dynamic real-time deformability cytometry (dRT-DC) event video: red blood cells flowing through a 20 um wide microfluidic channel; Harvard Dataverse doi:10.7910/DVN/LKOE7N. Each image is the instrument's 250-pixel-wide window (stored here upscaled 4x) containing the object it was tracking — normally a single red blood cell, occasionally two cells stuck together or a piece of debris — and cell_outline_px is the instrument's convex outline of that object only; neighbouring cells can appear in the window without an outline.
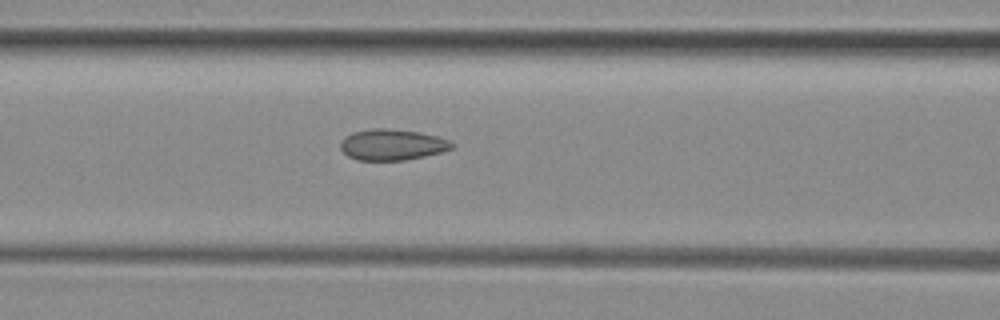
{"species": "common noctule bat (a hibernating species)", "species_latin": "Nyctalus noctula", "temperature_condition": "room temperature", "stored_images_in_passage": 31, "camera_frame_rate_fps": 3000, "um_per_image_px": 0.085, "animal": {"sex": "female", "body_mass_g": 29.2, "forearm_length_mm": 56.3}, "frame": {"image": 1, "passage_image": 6, "time_ms": 1.667, "image_size_px": [1000, 320], "cell_outline_px": [[452, 148], [440, 152], [424, 156], [404, 160], [356, 160], [348, 156], [340, 148], [340, 144], [344, 136], [352, 132], [372, 128], [384, 128], [420, 132], [436, 136], [448, 140], [452, 144]], "centroid_in_image_um": [33.27, 12.29], "position_along_channel_um": 133.3, "area_um2": 20.0}}
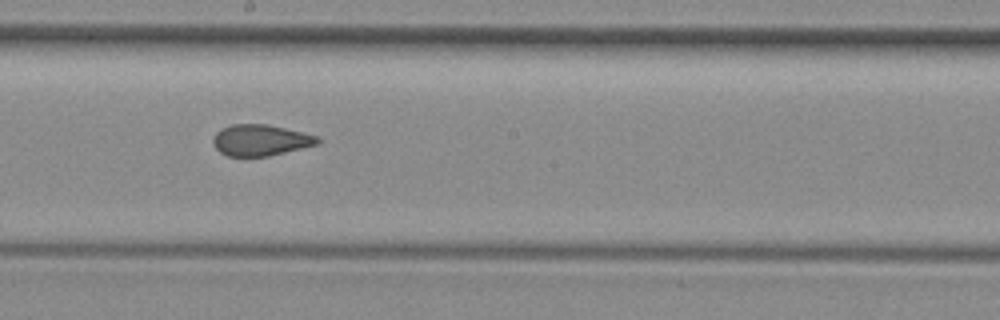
{"frame": {"image": 2, "passage_image": 13, "time_ms": 4.0, "image_size_px": [1000, 320], "cell_outline_px": [[320, 144], [268, 156], [228, 156], [220, 152], [212, 144], [212, 140], [216, 132], [220, 128], [232, 124], [268, 124], [320, 136]], "centroid_in_image_um": [22.15, 11.9], "position_along_channel_um": 226.0, "area_um2": 19.19}}
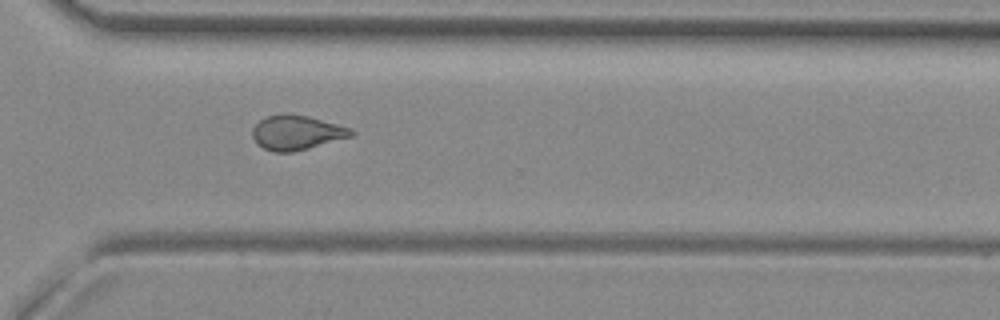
{"frame": {"image": 3, "passage_image": 22, "time_ms": 7.0, "image_size_px": [1000, 320], "cell_outline_px": [[356, 132], [352, 136], [308, 148], [292, 152], [272, 152], [256, 144], [252, 136], [252, 128], [260, 120], [268, 116], [284, 112], [308, 116], [352, 128]], "centroid_in_image_um": [25.19, 11.26], "position_along_channel_um": 345.4, "area_um2": 20.0}}